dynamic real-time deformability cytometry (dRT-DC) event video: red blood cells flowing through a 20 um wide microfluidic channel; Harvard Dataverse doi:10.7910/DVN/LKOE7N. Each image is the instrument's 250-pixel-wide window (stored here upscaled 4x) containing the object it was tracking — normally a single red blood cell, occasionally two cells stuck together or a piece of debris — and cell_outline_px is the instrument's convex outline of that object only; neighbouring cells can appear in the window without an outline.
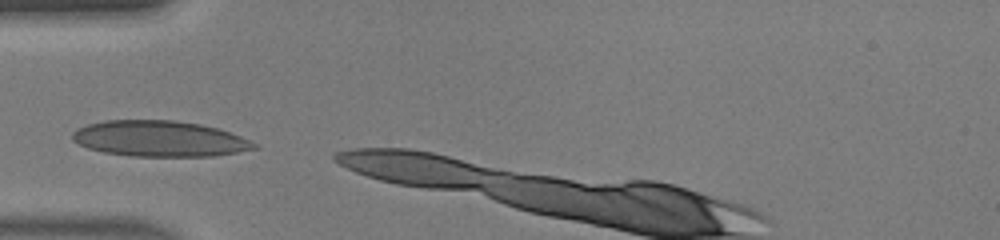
{"species": "human", "species_latin": "Homo sapiens", "temperature_condition": "warm", "stored_images_in_passage": 6, "camera_frame_rate_fps": 3000, "um_per_image_px": 0.085, "donor": {"sex": "male"}, "frame": {"image": 1, "passage_image": 1, "time_ms": 0.0, "image_size_px": [1000, 240], "cell_outline_px": [[260, 148], [212, 156], [132, 156], [104, 152], [88, 148], [72, 140], [72, 132], [76, 128], [88, 124], [104, 120], [172, 120], [200, 124], [216, 128], [252, 140], [260, 144]], "centroid_in_image_um": [13.57, 11.79], "position_along_channel_um": 71.4, "area_um2": 37.97}}
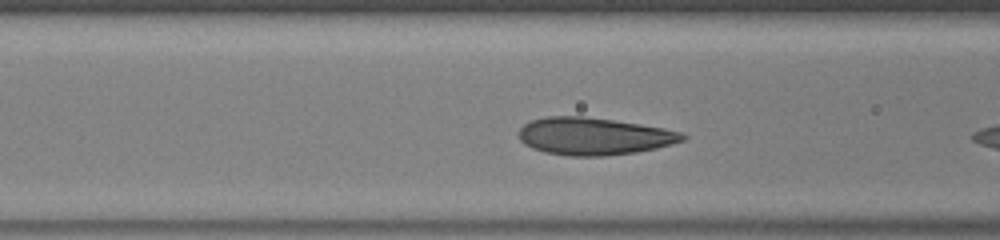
{"frame": {"image": 2, "passage_image": 4, "time_ms": 1.0, "image_size_px": [1000, 240], "cell_outline_px": [[688, 136], [684, 140], [672, 144], [656, 148], [636, 152], [604, 156], [568, 156], [544, 152], [532, 148], [524, 144], [520, 140], [520, 128], [524, 124], [532, 120], [548, 116], [584, 116], [640, 124], [664, 128], [680, 132]], "centroid_in_image_um": [50.48, 11.58], "position_along_channel_um": 116.1, "area_um2": 35.6}}